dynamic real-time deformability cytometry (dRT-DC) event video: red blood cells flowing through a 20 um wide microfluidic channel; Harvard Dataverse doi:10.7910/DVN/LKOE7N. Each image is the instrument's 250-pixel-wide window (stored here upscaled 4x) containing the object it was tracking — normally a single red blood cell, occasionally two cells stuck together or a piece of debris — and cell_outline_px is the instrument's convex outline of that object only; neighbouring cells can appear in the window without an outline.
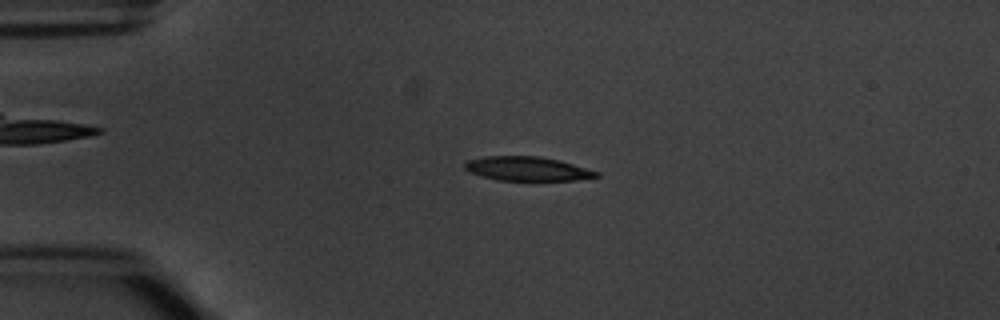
{"species": "common noctule bat (a hibernating species)", "species_latin": "Nyctalus noctula", "temperature_condition": "warm", "stored_images_in_passage": 4, "camera_frame_rate_fps": 3000, "um_per_image_px": 0.085, "animal": {"sex": "male", "body_mass_g": 20.1, "forearm_length_mm": 53.5}, "frame": {"image": 1, "passage_image": 3, "time_ms": 2.333, "image_size_px": [1000, 320], "cell_outline_px": [[600, 176], [576, 180], [496, 180], [480, 176], [468, 172], [464, 168], [464, 164], [468, 160], [484, 156], [540, 156], [560, 160], [600, 172]], "centroid_in_image_um": [44.8, 14.34], "position_along_channel_um": 40.2, "area_um2": 18.61}}